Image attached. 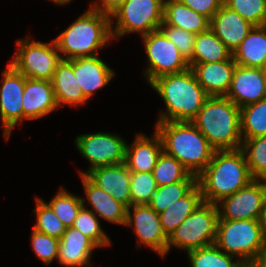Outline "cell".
Instances as JSON below:
<instances>
[{
	"mask_svg": "<svg viewBox=\"0 0 266 267\" xmlns=\"http://www.w3.org/2000/svg\"><path fill=\"white\" fill-rule=\"evenodd\" d=\"M99 248L74 227H67L59 239L58 262L66 267H91L92 253Z\"/></svg>",
	"mask_w": 266,
	"mask_h": 267,
	"instance_id": "obj_21",
	"label": "cell"
},
{
	"mask_svg": "<svg viewBox=\"0 0 266 267\" xmlns=\"http://www.w3.org/2000/svg\"><path fill=\"white\" fill-rule=\"evenodd\" d=\"M144 43L147 67L143 76L147 83L168 74H176L190 68L188 61L178 48L160 30H154L141 37Z\"/></svg>",
	"mask_w": 266,
	"mask_h": 267,
	"instance_id": "obj_10",
	"label": "cell"
},
{
	"mask_svg": "<svg viewBox=\"0 0 266 267\" xmlns=\"http://www.w3.org/2000/svg\"><path fill=\"white\" fill-rule=\"evenodd\" d=\"M30 40L28 35L17 40V51L8 63L26 78L52 81L62 60L54 39L49 43Z\"/></svg>",
	"mask_w": 266,
	"mask_h": 267,
	"instance_id": "obj_9",
	"label": "cell"
},
{
	"mask_svg": "<svg viewBox=\"0 0 266 267\" xmlns=\"http://www.w3.org/2000/svg\"><path fill=\"white\" fill-rule=\"evenodd\" d=\"M31 248L34 254L45 264L58 260L59 239L32 229Z\"/></svg>",
	"mask_w": 266,
	"mask_h": 267,
	"instance_id": "obj_39",
	"label": "cell"
},
{
	"mask_svg": "<svg viewBox=\"0 0 266 267\" xmlns=\"http://www.w3.org/2000/svg\"><path fill=\"white\" fill-rule=\"evenodd\" d=\"M111 16L88 8L55 39L61 58L92 57L111 44Z\"/></svg>",
	"mask_w": 266,
	"mask_h": 267,
	"instance_id": "obj_4",
	"label": "cell"
},
{
	"mask_svg": "<svg viewBox=\"0 0 266 267\" xmlns=\"http://www.w3.org/2000/svg\"><path fill=\"white\" fill-rule=\"evenodd\" d=\"M260 221H261L264 237L266 239V199H265V202H264V207H263L262 216H261V220Z\"/></svg>",
	"mask_w": 266,
	"mask_h": 267,
	"instance_id": "obj_44",
	"label": "cell"
},
{
	"mask_svg": "<svg viewBox=\"0 0 266 267\" xmlns=\"http://www.w3.org/2000/svg\"><path fill=\"white\" fill-rule=\"evenodd\" d=\"M157 187L152 172H130L131 205L149 204Z\"/></svg>",
	"mask_w": 266,
	"mask_h": 267,
	"instance_id": "obj_37",
	"label": "cell"
},
{
	"mask_svg": "<svg viewBox=\"0 0 266 267\" xmlns=\"http://www.w3.org/2000/svg\"><path fill=\"white\" fill-rule=\"evenodd\" d=\"M218 219L217 205L203 201L168 238L167 253L173 246L188 252L213 245Z\"/></svg>",
	"mask_w": 266,
	"mask_h": 267,
	"instance_id": "obj_7",
	"label": "cell"
},
{
	"mask_svg": "<svg viewBox=\"0 0 266 267\" xmlns=\"http://www.w3.org/2000/svg\"><path fill=\"white\" fill-rule=\"evenodd\" d=\"M82 201L83 207L80 209L72 227L90 238L99 248L110 246V237L101 228L99 217L87 208L83 198Z\"/></svg>",
	"mask_w": 266,
	"mask_h": 267,
	"instance_id": "obj_33",
	"label": "cell"
},
{
	"mask_svg": "<svg viewBox=\"0 0 266 267\" xmlns=\"http://www.w3.org/2000/svg\"><path fill=\"white\" fill-rule=\"evenodd\" d=\"M125 0H96L91 2L90 8L108 15H112Z\"/></svg>",
	"mask_w": 266,
	"mask_h": 267,
	"instance_id": "obj_42",
	"label": "cell"
},
{
	"mask_svg": "<svg viewBox=\"0 0 266 267\" xmlns=\"http://www.w3.org/2000/svg\"><path fill=\"white\" fill-rule=\"evenodd\" d=\"M209 20L224 4V0H177Z\"/></svg>",
	"mask_w": 266,
	"mask_h": 267,
	"instance_id": "obj_41",
	"label": "cell"
},
{
	"mask_svg": "<svg viewBox=\"0 0 266 267\" xmlns=\"http://www.w3.org/2000/svg\"><path fill=\"white\" fill-rule=\"evenodd\" d=\"M35 199L36 207L33 209V213L36 214L37 218L33 229L60 239L67 227L56 216L47 202L38 196H36Z\"/></svg>",
	"mask_w": 266,
	"mask_h": 267,
	"instance_id": "obj_35",
	"label": "cell"
},
{
	"mask_svg": "<svg viewBox=\"0 0 266 267\" xmlns=\"http://www.w3.org/2000/svg\"><path fill=\"white\" fill-rule=\"evenodd\" d=\"M57 192L47 204L66 227H71L83 207L82 198L70 193L63 186Z\"/></svg>",
	"mask_w": 266,
	"mask_h": 267,
	"instance_id": "obj_34",
	"label": "cell"
},
{
	"mask_svg": "<svg viewBox=\"0 0 266 267\" xmlns=\"http://www.w3.org/2000/svg\"><path fill=\"white\" fill-rule=\"evenodd\" d=\"M196 184L197 177L189 174L183 181L158 186L148 205L159 214L185 196Z\"/></svg>",
	"mask_w": 266,
	"mask_h": 267,
	"instance_id": "obj_31",
	"label": "cell"
},
{
	"mask_svg": "<svg viewBox=\"0 0 266 267\" xmlns=\"http://www.w3.org/2000/svg\"><path fill=\"white\" fill-rule=\"evenodd\" d=\"M0 87V118L4 139L10 138L15 126L23 123L22 97L26 77L16 71L9 63L2 71Z\"/></svg>",
	"mask_w": 266,
	"mask_h": 267,
	"instance_id": "obj_13",
	"label": "cell"
},
{
	"mask_svg": "<svg viewBox=\"0 0 266 267\" xmlns=\"http://www.w3.org/2000/svg\"><path fill=\"white\" fill-rule=\"evenodd\" d=\"M249 267H266V242L254 262Z\"/></svg>",
	"mask_w": 266,
	"mask_h": 267,
	"instance_id": "obj_43",
	"label": "cell"
},
{
	"mask_svg": "<svg viewBox=\"0 0 266 267\" xmlns=\"http://www.w3.org/2000/svg\"><path fill=\"white\" fill-rule=\"evenodd\" d=\"M148 85L157 92L166 106L165 111H160L157 122H191L209 97L190 68L161 76Z\"/></svg>",
	"mask_w": 266,
	"mask_h": 267,
	"instance_id": "obj_2",
	"label": "cell"
},
{
	"mask_svg": "<svg viewBox=\"0 0 266 267\" xmlns=\"http://www.w3.org/2000/svg\"><path fill=\"white\" fill-rule=\"evenodd\" d=\"M73 73L87 100L108 85L115 76L114 70L99 55L74 58Z\"/></svg>",
	"mask_w": 266,
	"mask_h": 267,
	"instance_id": "obj_16",
	"label": "cell"
},
{
	"mask_svg": "<svg viewBox=\"0 0 266 267\" xmlns=\"http://www.w3.org/2000/svg\"><path fill=\"white\" fill-rule=\"evenodd\" d=\"M187 257L190 267H247L235 256L221 251L215 244L190 250Z\"/></svg>",
	"mask_w": 266,
	"mask_h": 267,
	"instance_id": "obj_29",
	"label": "cell"
},
{
	"mask_svg": "<svg viewBox=\"0 0 266 267\" xmlns=\"http://www.w3.org/2000/svg\"><path fill=\"white\" fill-rule=\"evenodd\" d=\"M242 141L266 135V98L240 108Z\"/></svg>",
	"mask_w": 266,
	"mask_h": 267,
	"instance_id": "obj_30",
	"label": "cell"
},
{
	"mask_svg": "<svg viewBox=\"0 0 266 267\" xmlns=\"http://www.w3.org/2000/svg\"><path fill=\"white\" fill-rule=\"evenodd\" d=\"M162 152V142L155 130L151 137L138 133L132 144L126 145L125 164L130 172H152Z\"/></svg>",
	"mask_w": 266,
	"mask_h": 267,
	"instance_id": "obj_22",
	"label": "cell"
},
{
	"mask_svg": "<svg viewBox=\"0 0 266 267\" xmlns=\"http://www.w3.org/2000/svg\"><path fill=\"white\" fill-rule=\"evenodd\" d=\"M236 63L229 60L189 65L196 80L209 96H226L229 91Z\"/></svg>",
	"mask_w": 266,
	"mask_h": 267,
	"instance_id": "obj_19",
	"label": "cell"
},
{
	"mask_svg": "<svg viewBox=\"0 0 266 267\" xmlns=\"http://www.w3.org/2000/svg\"><path fill=\"white\" fill-rule=\"evenodd\" d=\"M252 180L241 149L214 151L210 163L197 176L203 201L212 204L233 195Z\"/></svg>",
	"mask_w": 266,
	"mask_h": 267,
	"instance_id": "obj_1",
	"label": "cell"
},
{
	"mask_svg": "<svg viewBox=\"0 0 266 267\" xmlns=\"http://www.w3.org/2000/svg\"><path fill=\"white\" fill-rule=\"evenodd\" d=\"M163 22L196 35L210 28V20L206 16L177 0H165Z\"/></svg>",
	"mask_w": 266,
	"mask_h": 267,
	"instance_id": "obj_26",
	"label": "cell"
},
{
	"mask_svg": "<svg viewBox=\"0 0 266 267\" xmlns=\"http://www.w3.org/2000/svg\"><path fill=\"white\" fill-rule=\"evenodd\" d=\"M80 177L85 191V199L91 205L89 210L109 223L125 226L127 207L93 184L85 175L80 174Z\"/></svg>",
	"mask_w": 266,
	"mask_h": 267,
	"instance_id": "obj_23",
	"label": "cell"
},
{
	"mask_svg": "<svg viewBox=\"0 0 266 267\" xmlns=\"http://www.w3.org/2000/svg\"><path fill=\"white\" fill-rule=\"evenodd\" d=\"M163 152L175 157L192 175L198 176L210 163L214 149L190 121L155 123Z\"/></svg>",
	"mask_w": 266,
	"mask_h": 267,
	"instance_id": "obj_3",
	"label": "cell"
},
{
	"mask_svg": "<svg viewBox=\"0 0 266 267\" xmlns=\"http://www.w3.org/2000/svg\"><path fill=\"white\" fill-rule=\"evenodd\" d=\"M232 57L237 65L265 69L266 25L254 26L232 53Z\"/></svg>",
	"mask_w": 266,
	"mask_h": 267,
	"instance_id": "obj_25",
	"label": "cell"
},
{
	"mask_svg": "<svg viewBox=\"0 0 266 267\" xmlns=\"http://www.w3.org/2000/svg\"><path fill=\"white\" fill-rule=\"evenodd\" d=\"M254 27L237 12L224 4L210 20V29L222 43L233 53L243 42L249 31Z\"/></svg>",
	"mask_w": 266,
	"mask_h": 267,
	"instance_id": "obj_20",
	"label": "cell"
},
{
	"mask_svg": "<svg viewBox=\"0 0 266 267\" xmlns=\"http://www.w3.org/2000/svg\"><path fill=\"white\" fill-rule=\"evenodd\" d=\"M266 239L260 220L218 219L214 244L249 267L264 247Z\"/></svg>",
	"mask_w": 266,
	"mask_h": 267,
	"instance_id": "obj_6",
	"label": "cell"
},
{
	"mask_svg": "<svg viewBox=\"0 0 266 267\" xmlns=\"http://www.w3.org/2000/svg\"><path fill=\"white\" fill-rule=\"evenodd\" d=\"M157 186H165L183 181L190 173L172 156L162 152L152 171Z\"/></svg>",
	"mask_w": 266,
	"mask_h": 267,
	"instance_id": "obj_36",
	"label": "cell"
},
{
	"mask_svg": "<svg viewBox=\"0 0 266 267\" xmlns=\"http://www.w3.org/2000/svg\"><path fill=\"white\" fill-rule=\"evenodd\" d=\"M232 53L209 28L196 35L192 58L189 65L229 60Z\"/></svg>",
	"mask_w": 266,
	"mask_h": 267,
	"instance_id": "obj_28",
	"label": "cell"
},
{
	"mask_svg": "<svg viewBox=\"0 0 266 267\" xmlns=\"http://www.w3.org/2000/svg\"><path fill=\"white\" fill-rule=\"evenodd\" d=\"M85 176L116 201L127 208L131 206L130 171L125 163L98 167L90 170Z\"/></svg>",
	"mask_w": 266,
	"mask_h": 267,
	"instance_id": "obj_17",
	"label": "cell"
},
{
	"mask_svg": "<svg viewBox=\"0 0 266 267\" xmlns=\"http://www.w3.org/2000/svg\"><path fill=\"white\" fill-rule=\"evenodd\" d=\"M191 122L215 151L241 149L240 108L226 96H209Z\"/></svg>",
	"mask_w": 266,
	"mask_h": 267,
	"instance_id": "obj_5",
	"label": "cell"
},
{
	"mask_svg": "<svg viewBox=\"0 0 266 267\" xmlns=\"http://www.w3.org/2000/svg\"><path fill=\"white\" fill-rule=\"evenodd\" d=\"M266 199V180L254 179L231 196L218 202L219 219L261 220Z\"/></svg>",
	"mask_w": 266,
	"mask_h": 267,
	"instance_id": "obj_12",
	"label": "cell"
},
{
	"mask_svg": "<svg viewBox=\"0 0 266 267\" xmlns=\"http://www.w3.org/2000/svg\"><path fill=\"white\" fill-rule=\"evenodd\" d=\"M51 82L59 108L65 104L76 108L88 103L73 73V59L58 63Z\"/></svg>",
	"mask_w": 266,
	"mask_h": 267,
	"instance_id": "obj_24",
	"label": "cell"
},
{
	"mask_svg": "<svg viewBox=\"0 0 266 267\" xmlns=\"http://www.w3.org/2000/svg\"><path fill=\"white\" fill-rule=\"evenodd\" d=\"M125 226L134 229L139 243L137 248L145 245L161 257L167 255L168 237L162 229L159 214L148 204L128 207Z\"/></svg>",
	"mask_w": 266,
	"mask_h": 267,
	"instance_id": "obj_14",
	"label": "cell"
},
{
	"mask_svg": "<svg viewBox=\"0 0 266 267\" xmlns=\"http://www.w3.org/2000/svg\"><path fill=\"white\" fill-rule=\"evenodd\" d=\"M52 3H55L56 5H59V6H64V5H67L69 3H71L73 0H50Z\"/></svg>",
	"mask_w": 266,
	"mask_h": 267,
	"instance_id": "obj_45",
	"label": "cell"
},
{
	"mask_svg": "<svg viewBox=\"0 0 266 267\" xmlns=\"http://www.w3.org/2000/svg\"><path fill=\"white\" fill-rule=\"evenodd\" d=\"M164 2L165 0H125L110 15L113 39L135 32L142 37L159 29L164 19Z\"/></svg>",
	"mask_w": 266,
	"mask_h": 267,
	"instance_id": "obj_8",
	"label": "cell"
},
{
	"mask_svg": "<svg viewBox=\"0 0 266 267\" xmlns=\"http://www.w3.org/2000/svg\"><path fill=\"white\" fill-rule=\"evenodd\" d=\"M241 150L246 157L251 176L266 180V135L243 140Z\"/></svg>",
	"mask_w": 266,
	"mask_h": 267,
	"instance_id": "obj_32",
	"label": "cell"
},
{
	"mask_svg": "<svg viewBox=\"0 0 266 267\" xmlns=\"http://www.w3.org/2000/svg\"><path fill=\"white\" fill-rule=\"evenodd\" d=\"M159 29L178 48L187 61L192 58L196 34L176 26H169L165 22L161 24Z\"/></svg>",
	"mask_w": 266,
	"mask_h": 267,
	"instance_id": "obj_40",
	"label": "cell"
},
{
	"mask_svg": "<svg viewBox=\"0 0 266 267\" xmlns=\"http://www.w3.org/2000/svg\"><path fill=\"white\" fill-rule=\"evenodd\" d=\"M22 106L23 121L42 118L58 109L52 82L26 78Z\"/></svg>",
	"mask_w": 266,
	"mask_h": 267,
	"instance_id": "obj_18",
	"label": "cell"
},
{
	"mask_svg": "<svg viewBox=\"0 0 266 267\" xmlns=\"http://www.w3.org/2000/svg\"><path fill=\"white\" fill-rule=\"evenodd\" d=\"M203 202L201 190L196 184L185 196L159 213L162 229L169 238L175 229Z\"/></svg>",
	"mask_w": 266,
	"mask_h": 267,
	"instance_id": "obj_27",
	"label": "cell"
},
{
	"mask_svg": "<svg viewBox=\"0 0 266 267\" xmlns=\"http://www.w3.org/2000/svg\"><path fill=\"white\" fill-rule=\"evenodd\" d=\"M224 5L254 26L266 25V0H224Z\"/></svg>",
	"mask_w": 266,
	"mask_h": 267,
	"instance_id": "obj_38",
	"label": "cell"
},
{
	"mask_svg": "<svg viewBox=\"0 0 266 267\" xmlns=\"http://www.w3.org/2000/svg\"><path fill=\"white\" fill-rule=\"evenodd\" d=\"M127 142L116 133H86L75 138V146L90 167L80 174L86 175L90 170L112 164L125 163Z\"/></svg>",
	"mask_w": 266,
	"mask_h": 267,
	"instance_id": "obj_11",
	"label": "cell"
},
{
	"mask_svg": "<svg viewBox=\"0 0 266 267\" xmlns=\"http://www.w3.org/2000/svg\"><path fill=\"white\" fill-rule=\"evenodd\" d=\"M226 97L239 108L266 98L265 69L236 65Z\"/></svg>",
	"mask_w": 266,
	"mask_h": 267,
	"instance_id": "obj_15",
	"label": "cell"
}]
</instances>
